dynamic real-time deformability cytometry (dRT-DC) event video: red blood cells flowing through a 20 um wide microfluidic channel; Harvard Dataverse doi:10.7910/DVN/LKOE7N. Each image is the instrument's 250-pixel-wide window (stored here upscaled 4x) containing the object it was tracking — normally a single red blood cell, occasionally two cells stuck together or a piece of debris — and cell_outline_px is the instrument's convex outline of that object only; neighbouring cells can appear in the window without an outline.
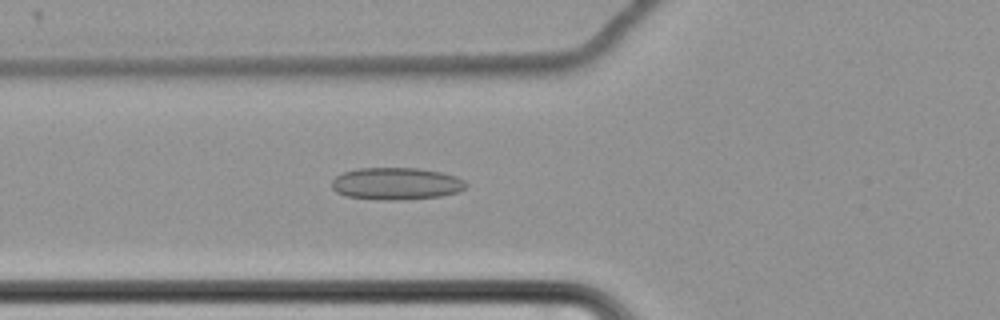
{"species": "common noctule bat (a hibernating species)", "species_latin": "Nyctalus noctula", "temperature_condition": "cold", "stored_images_in_passage": 52, "camera_frame_rate_fps": 3000, "um_per_image_px": 0.085, "animal": {"sex": "female", "body_mass_g": 22.7, "forearm_length_mm": 54.2}, "frame": {"image": 1, "passage_image": 15, "time_ms": 4.667, "image_size_px": [1000, 320], "cell_outline_px": [[468, 184], [460, 192], [440, 196], [404, 200], [380, 200], [344, 196], [336, 192], [332, 188], [332, 180], [336, 176], [344, 172], [356, 168], [416, 168], [444, 172], [456, 176], [464, 180]], "centroid_in_image_um": [33.69, 15.61], "position_along_channel_um": 92.1, "area_um2": 25.49}}
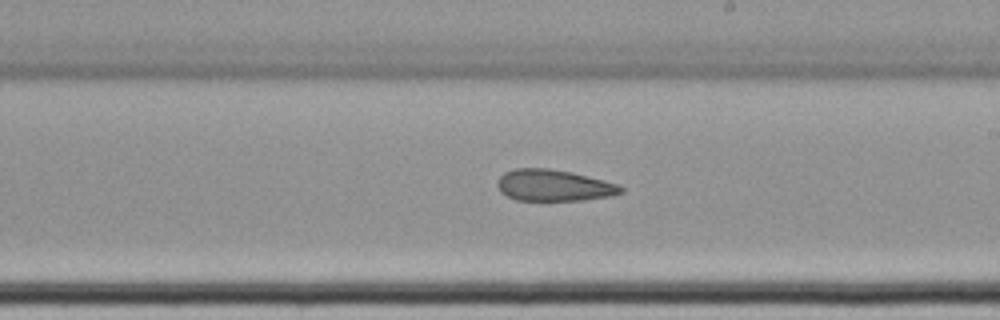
{"frame": {"image": 2, "passage_image": 28, "time_ms": 9.0, "image_size_px": [1000, 320], "cell_outline_px": [[624, 192], [612, 196], [584, 200], [516, 200], [500, 192], [496, 184], [500, 176], [504, 172], [516, 168], [548, 168], [572, 172], [588, 176], [616, 184], [624, 188]], "centroid_in_image_um": [47.06, 15.76], "position_along_channel_um": 241.9, "area_um2": 22.66}}
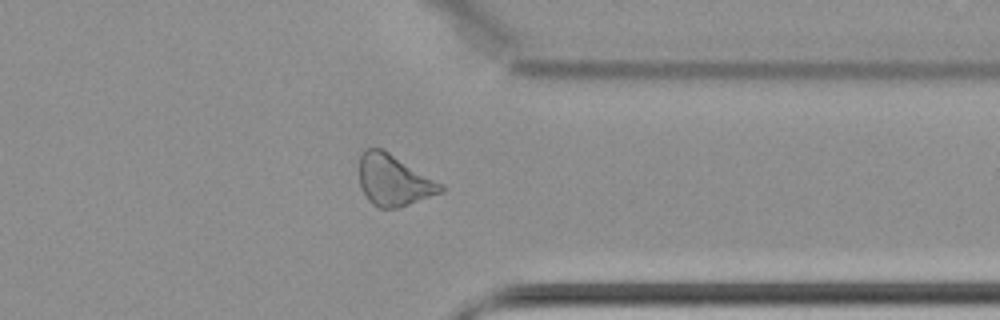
{"frame": {"image": 3, "passage_image": 40, "time_ms": 13.0, "image_size_px": [1000, 320], "cell_outline_px": [[444, 192], [400, 208], [380, 208], [372, 204], [368, 200], [360, 184], [360, 152], [364, 148], [384, 148], [444, 184]], "centroid_in_image_um": [33.5, 15.31], "position_along_channel_um": 377.9, "area_um2": 24.8}, "authors_computed_cell_mechanics": {"area_um2": 24.7673, "velocity_mm_per_s": 3.4579, "shape_relaxation_time_tau1_ms": null, "shape_relaxation_time_tau2_ms": 4.1439, "deformation_change_tau1": null, "deformation_change_tau2": 0.1259}}